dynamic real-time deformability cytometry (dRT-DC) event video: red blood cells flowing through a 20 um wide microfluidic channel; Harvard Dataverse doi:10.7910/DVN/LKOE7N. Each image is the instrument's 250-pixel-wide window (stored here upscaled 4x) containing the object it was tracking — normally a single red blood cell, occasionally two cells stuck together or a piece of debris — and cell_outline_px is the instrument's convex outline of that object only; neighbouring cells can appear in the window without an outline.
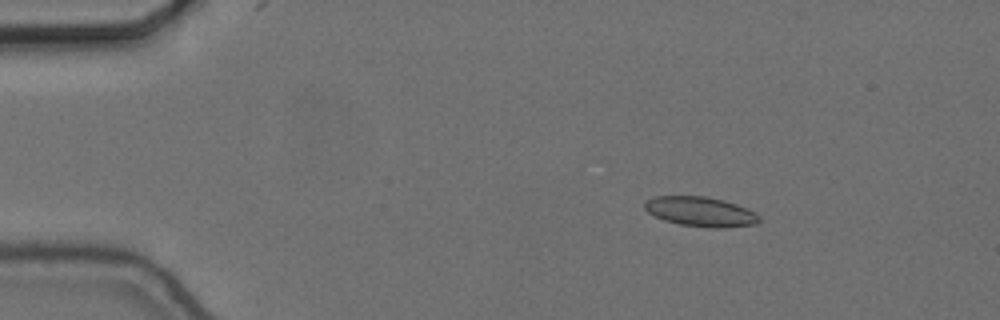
{"species": "common noctule bat (a hibernating species)", "species_latin": "Nyctalus noctula", "temperature_condition": "cold", "stored_images_in_passage": 56, "camera_frame_rate_fps": 3000, "um_per_image_px": 0.085, "animal": {"sex": "female", "body_mass_g": 24.6, "forearm_length_mm": 56.2}, "frame": {"image": 1, "passage_image": 9, "time_ms": 2.667, "image_size_px": [1000, 320], "cell_outline_px": [[760, 220], [756, 224], [724, 228], [708, 228], [680, 224], [664, 220], [648, 212], [644, 208], [644, 204], [648, 200], [656, 196], [704, 196], [724, 200], [736, 204], [760, 216]], "centroid_in_image_um": [59.55, 18.0], "position_along_channel_um": 25.5, "area_um2": 19.65}}
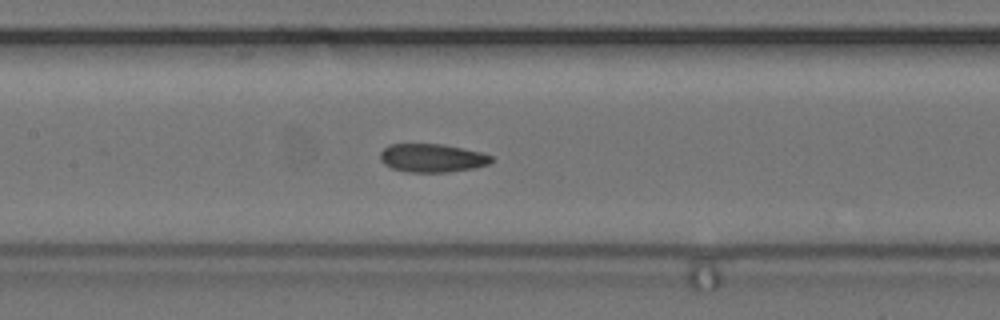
{"frame": {"image": 2, "passage_image": 27, "time_ms": 8.667, "image_size_px": [1000, 320], "cell_outline_px": [[492, 160], [488, 164], [476, 168], [448, 172], [408, 172], [392, 168], [384, 164], [380, 160], [380, 152], [388, 144], [444, 144], [480, 152], [492, 156]], "centroid_in_image_um": [36.71, 13.43], "position_along_channel_um": 170.7, "area_um2": 18.44}}
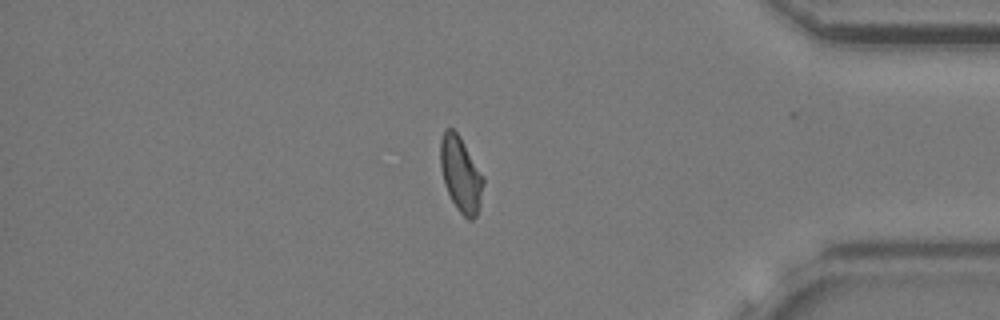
{"frame": {"image": 3, "passage_image": 48, "time_ms": 15.667, "image_size_px": [1000, 320], "cell_outline_px": [[484, 184], [480, 204], [476, 216], [472, 220], [468, 220], [456, 208], [444, 184], [440, 168], [440, 140], [444, 128], [452, 128], [460, 136], [484, 176]], "centroid_in_image_um": [39.16, 14.8], "position_along_channel_um": 396.0, "area_um2": 19.02}, "authors_computed_cell_mechanics": {"area_um2": 19.0162, "velocity_mm_per_s": 3.6491, "shape_relaxation_time_tau1_ms": null, "shape_relaxation_time_tau2_ms": 2.2063, "deformation_change_tau1": null, "deformation_change_tau2": 0.0787}}